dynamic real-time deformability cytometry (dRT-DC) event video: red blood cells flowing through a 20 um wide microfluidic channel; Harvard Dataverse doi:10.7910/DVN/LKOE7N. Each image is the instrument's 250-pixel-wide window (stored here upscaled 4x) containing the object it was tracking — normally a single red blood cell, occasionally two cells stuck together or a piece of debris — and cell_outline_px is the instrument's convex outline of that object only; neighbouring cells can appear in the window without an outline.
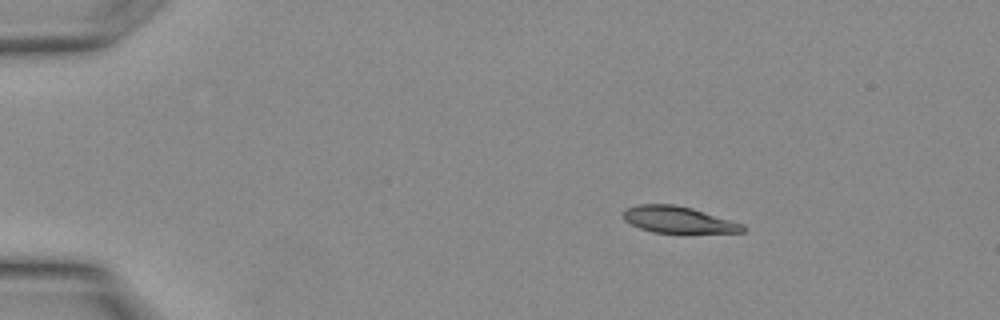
{"species": "Egyptian fruit bat (a non-hibernating species)", "species_latin": "Rousettus aegyptiacus", "temperature_condition": "warm", "stored_images_in_passage": 19, "camera_frame_rate_fps": 3000, "um_per_image_px": 0.085, "animal": {"sex": "female"}, "frame": {"image": 1, "passage_image": 5, "time_ms": 1.333, "image_size_px": [1000, 320], "cell_outline_px": [[744, 232], [652, 232], [640, 228], [624, 220], [624, 212], [628, 208], [640, 204], [672, 204], [692, 208], [744, 224]], "centroid_in_image_um": [57.65, 18.67], "position_along_channel_um": 27.4, "area_um2": 18.03}}
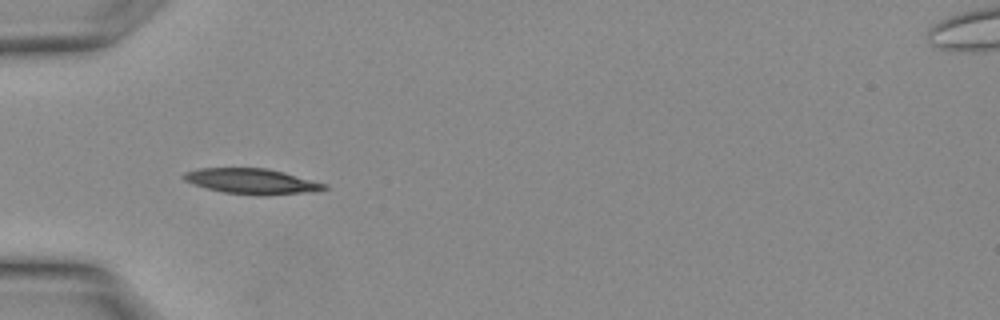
{"frame": {"image": 2, "passage_image": 10, "time_ms": 3.0, "image_size_px": [1000, 320], "cell_outline_px": [[328, 188], [316, 192], [264, 196], [224, 192], [192, 184], [184, 180], [180, 176], [184, 172], [200, 168], [268, 168], [284, 172], [328, 184]], "centroid_in_image_um": [21.44, 15.41], "position_along_channel_um": 63.6, "area_um2": 21.1}}
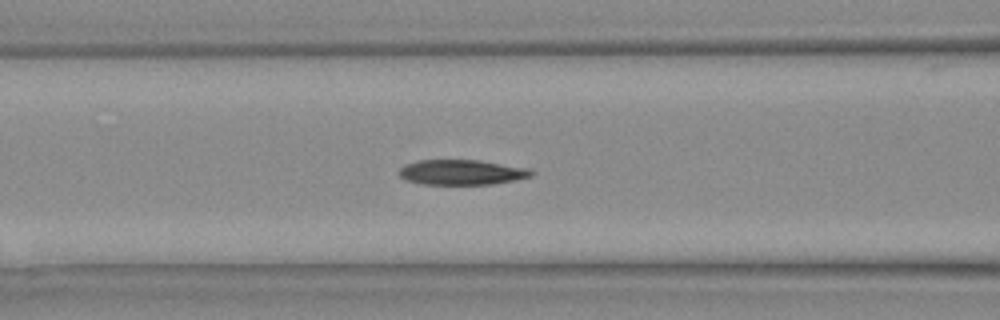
{"frame": {"image": 3, "passage_image": 13, "time_ms": 4.0, "image_size_px": [1000, 320], "cell_outline_px": [[536, 172], [532, 176], [516, 180], [492, 184], [424, 184], [404, 180], [396, 172], [404, 164], [420, 160], [480, 160], [532, 168]], "centroid_in_image_um": [39.28, 14.64], "position_along_channel_um": 127.3, "area_um2": 19.71}}